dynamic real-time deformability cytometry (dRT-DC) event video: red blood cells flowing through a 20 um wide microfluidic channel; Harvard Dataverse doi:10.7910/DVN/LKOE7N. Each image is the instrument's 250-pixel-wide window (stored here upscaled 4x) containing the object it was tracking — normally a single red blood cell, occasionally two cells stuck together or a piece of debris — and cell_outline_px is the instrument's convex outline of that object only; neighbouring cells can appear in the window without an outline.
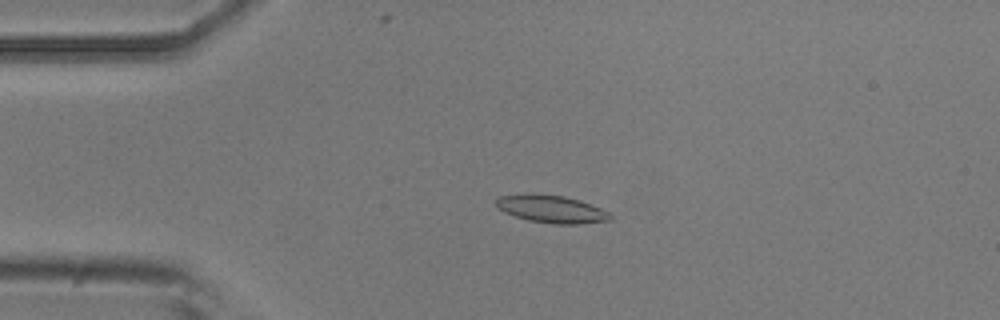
{"species": "common noctule bat (a hibernating species)", "species_latin": "Nyctalus noctula", "temperature_condition": "room temperature", "stored_images_in_passage": 52, "camera_frame_rate_fps": 3000, "um_per_image_px": 0.085, "animal": {"sex": "male", "body_mass_g": 20.5, "forearm_length_mm": 52.5}, "frame": {"image": 1, "passage_image": 12, "time_ms": 3.667, "image_size_px": [1000, 320], "cell_outline_px": [[612, 220], [580, 224], [556, 224], [528, 220], [504, 212], [496, 208], [496, 200], [500, 196], [532, 192], [564, 196], [580, 200], [600, 208], [608, 212], [612, 216]], "centroid_in_image_um": [46.86, 17.75], "position_along_channel_um": 38.1, "area_um2": 18.55}}
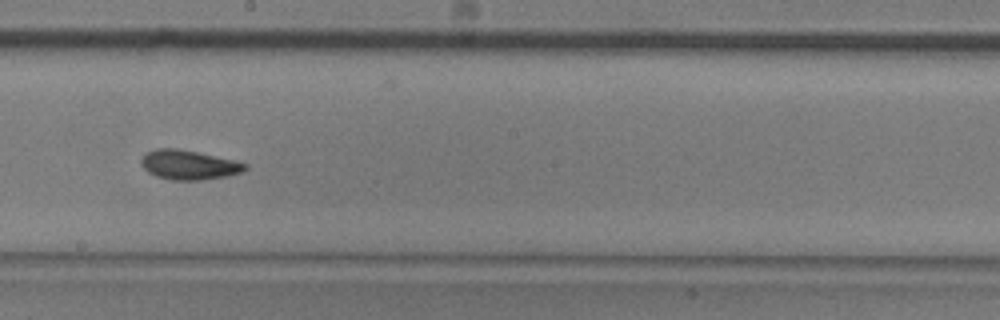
{"frame": {"image": 2, "passage_image": 29, "time_ms": 9.333, "image_size_px": [1000, 320], "cell_outline_px": [[248, 168], [244, 172], [224, 176], [200, 180], [172, 180], [156, 176], [148, 172], [140, 164], [140, 160], [144, 152], [156, 148], [176, 148], [196, 152], [232, 160], [248, 164]], "centroid_in_image_um": [16.0, 14.01], "position_along_channel_um": 232.2, "area_um2": 17.8}}
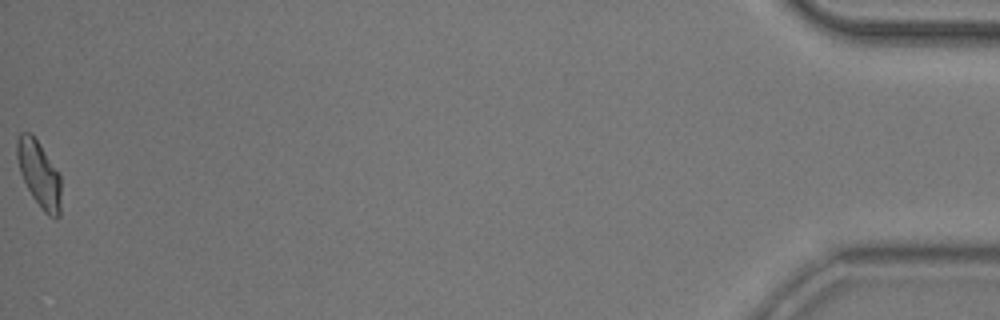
{"frame": {"image": 3, "passage_image": 52, "time_ms": 17.0, "image_size_px": [1000, 320], "cell_outline_px": [[60, 216], [56, 220], [48, 216], [44, 212], [32, 196], [20, 172], [16, 156], [16, 140], [20, 132], [28, 132], [40, 144], [60, 176]], "centroid_in_image_um": [3.31, 14.82], "position_along_channel_um": 431.9, "area_um2": 16.82}, "authors_computed_cell_mechanics": {"area_um2": 17.2533, "velocity_mm_per_s": 3.9301, "shape_relaxation_time_tau1_ms": 7.0205, "shape_relaxation_time_tau2_ms": 3.2508, "deformation_change_tau1": 0.1609, "deformation_change_tau2": 0.098}}